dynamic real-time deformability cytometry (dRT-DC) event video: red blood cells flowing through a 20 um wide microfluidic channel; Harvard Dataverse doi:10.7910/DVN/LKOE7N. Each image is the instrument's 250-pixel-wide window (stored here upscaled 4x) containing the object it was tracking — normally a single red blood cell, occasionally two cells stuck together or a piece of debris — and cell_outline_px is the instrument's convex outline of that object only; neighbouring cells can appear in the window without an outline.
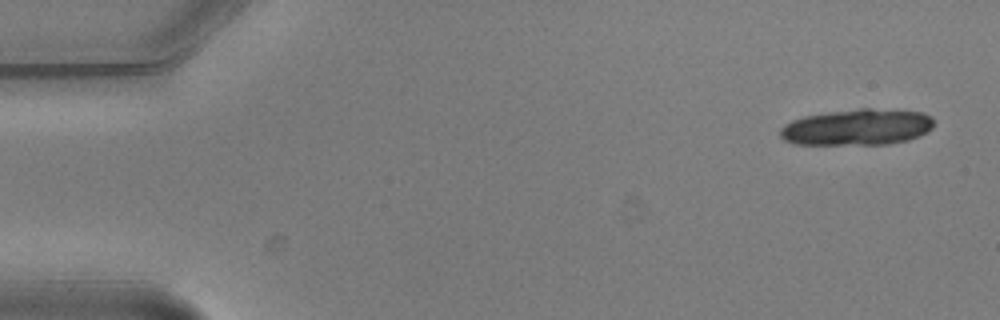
{"species": "common noctule bat (a hibernating species)", "species_latin": "Nyctalus noctula", "temperature_condition": "warm", "stored_images_in_passage": 4, "camera_frame_rate_fps": 3000, "um_per_image_px": 0.085, "animal": {"sex": "male", "body_mass_g": 20.5, "forearm_length_mm": 52.5}, "frame": {"image": 1, "passage_image": 1, "time_ms": 0.0, "image_size_px": [1000, 320], "cell_outline_px": [[932, 128], [908, 140], [888, 144], [796, 144], [784, 140], [780, 136], [780, 128], [784, 124], [792, 120], [804, 116], [828, 112], [860, 108], [872, 108], [924, 112], [932, 116]], "centroid_in_image_um": [72.84, 10.8], "position_along_channel_um": 12.2, "area_um2": 32.37}}